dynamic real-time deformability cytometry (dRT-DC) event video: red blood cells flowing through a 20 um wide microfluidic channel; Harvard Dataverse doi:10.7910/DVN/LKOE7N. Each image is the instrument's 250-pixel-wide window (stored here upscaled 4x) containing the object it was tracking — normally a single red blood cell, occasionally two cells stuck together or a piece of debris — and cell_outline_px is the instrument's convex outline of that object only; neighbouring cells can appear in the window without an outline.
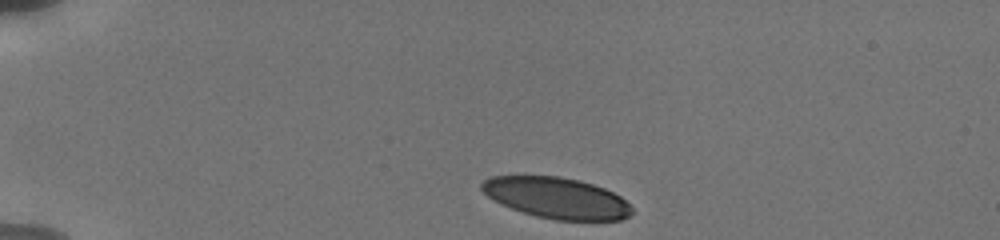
{"species": "human", "species_latin": "Homo sapiens", "temperature_condition": "cold", "stored_images_in_passage": 12, "camera_frame_rate_fps": 3000, "um_per_image_px": 0.085, "donor": {"sex": "male"}, "frame": {"image": 1, "passage_image": 1, "time_ms": 0.0, "image_size_px": [1000, 240], "cell_outline_px": [[632, 212], [628, 216], [620, 220], [556, 220], [536, 216], [500, 204], [488, 196], [480, 188], [480, 184], [484, 180], [492, 176], [560, 176], [580, 180], [604, 188], [620, 196], [632, 208]], "centroid_in_image_um": [47.3, 16.82], "position_along_channel_um": 37.7, "area_um2": 35.72}}
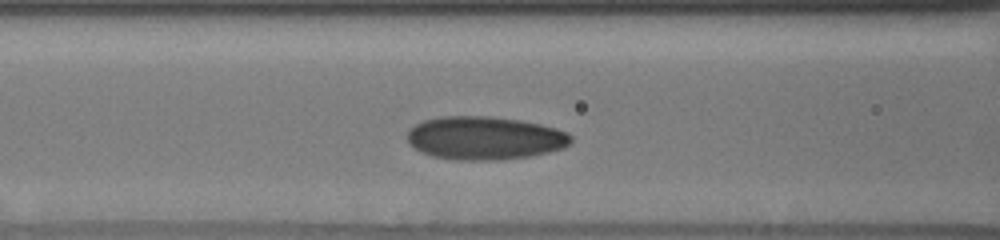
{"frame": {"image": 2, "passage_image": 10, "time_ms": 4.0, "image_size_px": [1000, 240], "cell_outline_px": [[572, 140], [564, 148], [548, 152], [528, 156], [500, 160], [456, 160], [432, 156], [420, 152], [408, 144], [408, 128], [424, 120], [440, 116], [492, 116], [520, 120], [540, 124], [556, 128], [568, 132], [572, 136]], "centroid_in_image_um": [41.18, 11.73], "position_along_channel_um": 125.4, "area_um2": 41.56}}
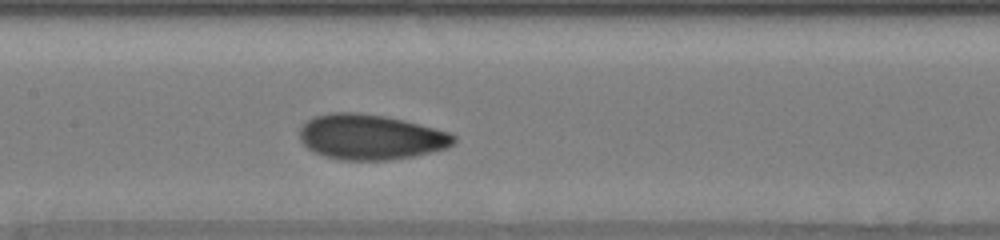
{"frame": {"image": 3, "passage_image": 12, "time_ms": 5.333, "image_size_px": [1000, 240], "cell_outline_px": [[456, 140], [448, 148], [412, 156], [388, 160], [340, 160], [324, 156], [308, 148], [300, 140], [300, 128], [312, 116], [328, 112], [360, 112], [384, 116], [404, 120], [420, 124], [448, 132], [456, 136]], "centroid_in_image_um": [31.48, 11.63], "position_along_channel_um": 175.9, "area_um2": 40.69}}